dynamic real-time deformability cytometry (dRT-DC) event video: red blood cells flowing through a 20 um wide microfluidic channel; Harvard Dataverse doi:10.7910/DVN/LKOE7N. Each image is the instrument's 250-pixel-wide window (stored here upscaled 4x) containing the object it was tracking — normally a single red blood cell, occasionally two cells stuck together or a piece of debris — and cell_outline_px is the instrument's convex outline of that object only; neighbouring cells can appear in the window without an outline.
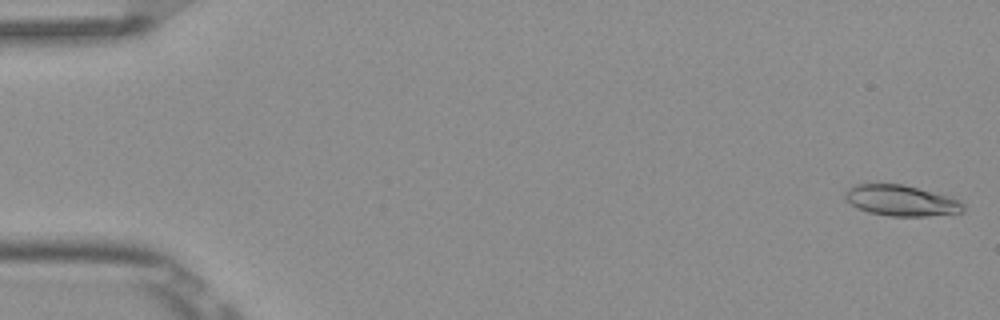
{"species": "Egyptian fruit bat (a non-hibernating species)", "species_latin": "Rousettus aegyptiacus", "temperature_condition": "room temperature", "stored_images_in_passage": 5, "camera_frame_rate_fps": 3000, "um_per_image_px": 0.085, "frame": {"image": 1, "passage_image": 1, "time_ms": 0.0, "image_size_px": [1000, 320], "cell_outline_px": [[964, 212], [924, 216], [888, 216], [868, 212], [844, 200], [844, 192], [848, 188], [856, 184], [868, 180], [904, 184], [952, 196], [960, 200], [964, 204]], "centroid_in_image_um": [76.56, 16.99], "position_along_channel_um": 8.4, "area_um2": 22.14}}